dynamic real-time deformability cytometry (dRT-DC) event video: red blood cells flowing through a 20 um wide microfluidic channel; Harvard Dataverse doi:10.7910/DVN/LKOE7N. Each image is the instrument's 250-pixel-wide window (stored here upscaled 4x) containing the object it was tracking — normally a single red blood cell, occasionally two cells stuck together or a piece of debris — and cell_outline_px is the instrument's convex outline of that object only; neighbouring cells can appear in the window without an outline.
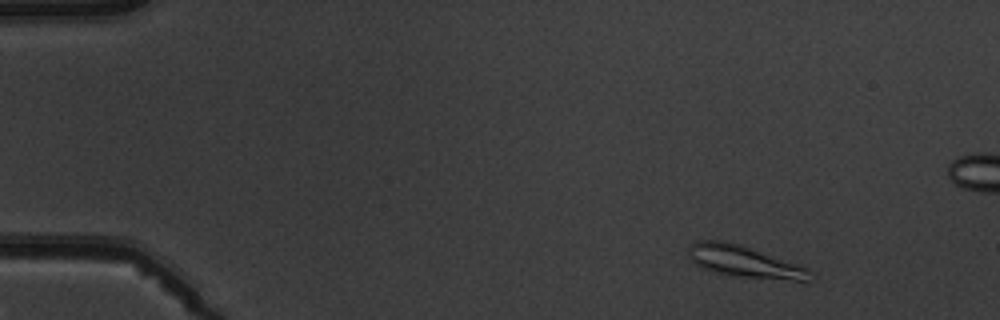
{"species": "common noctule bat (a hibernating species)", "species_latin": "Nyctalus noctula", "temperature_condition": "warm", "stored_images_in_passage": 5, "camera_frame_rate_fps": 3000, "um_per_image_px": 0.085, "animal": {"sex": "male", "body_mass_g": 19.5, "forearm_length_mm": 54.6}, "frame": {"image": 1, "passage_image": 1, "time_ms": 0.0, "image_size_px": [1000, 320], "cell_outline_px": [[812, 272], [808, 280], [792, 280], [732, 276], [716, 272], [704, 268], [696, 264], [688, 256], [688, 248], [696, 240], [724, 240], [740, 244], [808, 268]], "centroid_in_image_um": [63.22, 22.22], "position_along_channel_um": 21.8, "area_um2": 22.14}}